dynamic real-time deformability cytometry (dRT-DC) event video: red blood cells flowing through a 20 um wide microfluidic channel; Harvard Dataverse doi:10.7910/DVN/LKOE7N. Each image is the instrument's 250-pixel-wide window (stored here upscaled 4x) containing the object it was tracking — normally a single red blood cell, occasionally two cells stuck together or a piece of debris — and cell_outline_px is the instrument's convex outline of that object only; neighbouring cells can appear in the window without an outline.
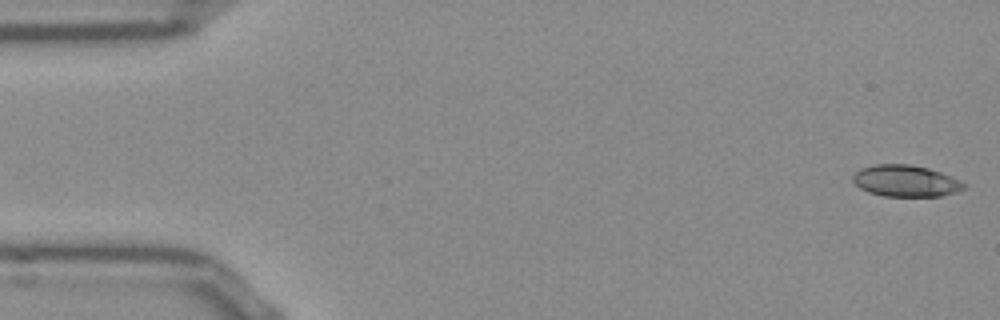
{"species": "Egyptian fruit bat (a non-hibernating species)", "species_latin": "Rousettus aegyptiacus", "temperature_condition": "room temperature", "stored_images_in_passage": 53, "segment_of_instrument_passage": [1, 2], "camera_frame_rate_fps": 3000, "um_per_image_px": 0.085, "frame": {"image": 1, "passage_image": 1, "time_ms": 0.0, "image_size_px": [1000, 320], "cell_outline_px": [[968, 184], [964, 188], [956, 192], [940, 196], [884, 196], [868, 192], [860, 188], [852, 180], [852, 176], [860, 168], [876, 164], [908, 164], [928, 168], [940, 172], [960, 180]], "centroid_in_image_um": [76.98, 15.38], "position_along_channel_um": 8.0, "area_um2": 20.4}}
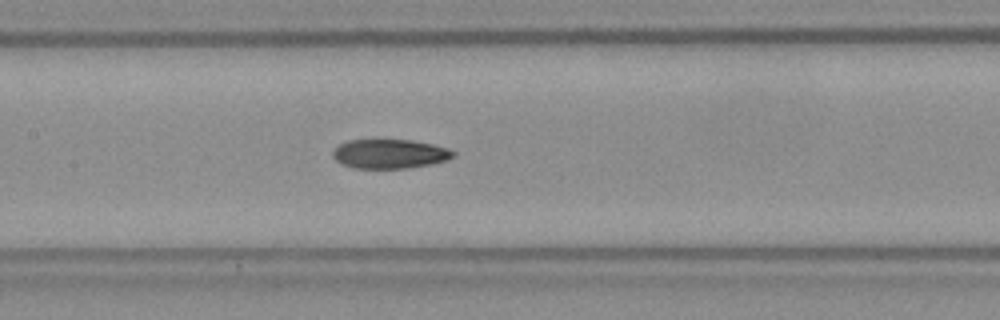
{"frame": {"image": 2, "passage_image": 24, "time_ms": 7.667, "image_size_px": [1000, 320], "cell_outline_px": [[456, 156], [448, 160], [432, 164], [408, 168], [352, 168], [336, 160], [332, 156], [332, 152], [340, 144], [348, 140], [412, 140], [432, 144], [448, 148], [456, 152]], "centroid_in_image_um": [33.17, 13.08], "position_along_channel_um": 174.2, "area_um2": 20.58}}
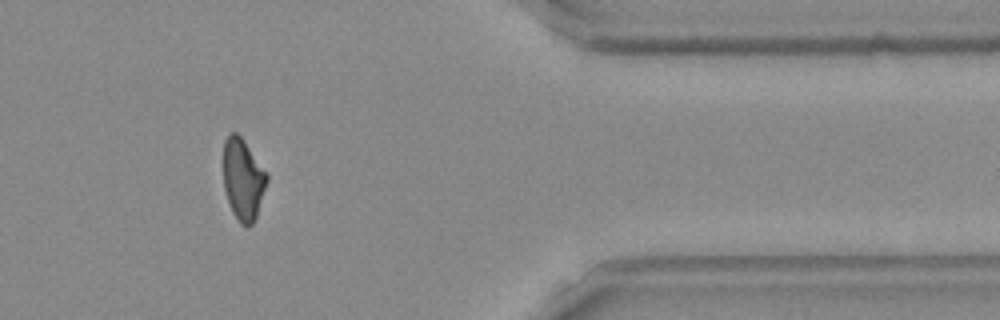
{"frame": {"image": 3, "passage_image": 43, "time_ms": 14.0, "image_size_px": [1000, 320], "cell_outline_px": [[268, 180], [256, 216], [252, 224], [248, 228], [240, 224], [232, 212], [224, 188], [224, 140], [228, 132], [236, 132], [240, 136], [268, 176]], "centroid_in_image_um": [20.64, 15.27], "position_along_channel_um": 390.8, "area_um2": 20.29}}